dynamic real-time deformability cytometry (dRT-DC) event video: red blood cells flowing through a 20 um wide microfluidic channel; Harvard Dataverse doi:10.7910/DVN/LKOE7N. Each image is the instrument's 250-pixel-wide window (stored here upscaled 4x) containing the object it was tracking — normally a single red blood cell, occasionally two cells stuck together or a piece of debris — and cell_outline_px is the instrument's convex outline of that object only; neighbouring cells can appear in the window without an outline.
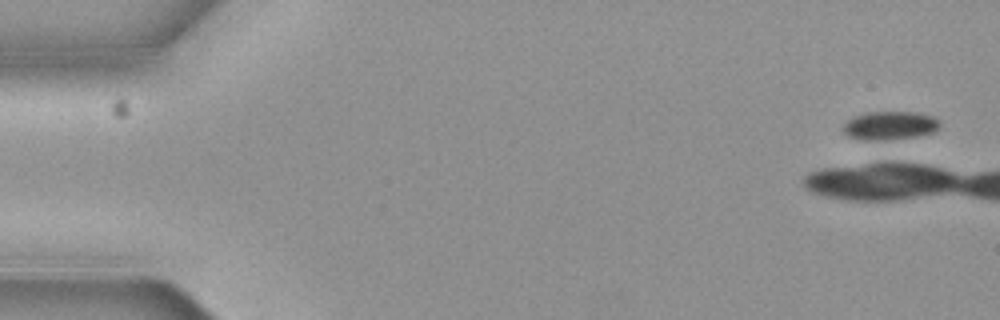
{"species": "common noctule bat (a hibernating species)", "species_latin": "Nyctalus noctula", "temperature_condition": "cold", "stored_images_in_passage": 1, "camera_frame_rate_fps": 3000, "um_per_image_px": 0.085, "animal": {"sex": "female", "body_mass_g": 19.3, "forearm_length_mm": 54.1}, "frame": {"image": 1, "passage_image": 1, "time_ms": 0.0, "image_size_px": [1000, 320], "cell_outline_px": [[940, 124], [932, 132], [916, 136], [880, 140], [852, 136], [844, 132], [844, 124], [848, 120], [856, 116], [868, 112], [916, 112], [932, 116]], "centroid_in_image_um": [75.67, 10.64], "position_along_channel_um": 9.3, "area_um2": 15.26}}